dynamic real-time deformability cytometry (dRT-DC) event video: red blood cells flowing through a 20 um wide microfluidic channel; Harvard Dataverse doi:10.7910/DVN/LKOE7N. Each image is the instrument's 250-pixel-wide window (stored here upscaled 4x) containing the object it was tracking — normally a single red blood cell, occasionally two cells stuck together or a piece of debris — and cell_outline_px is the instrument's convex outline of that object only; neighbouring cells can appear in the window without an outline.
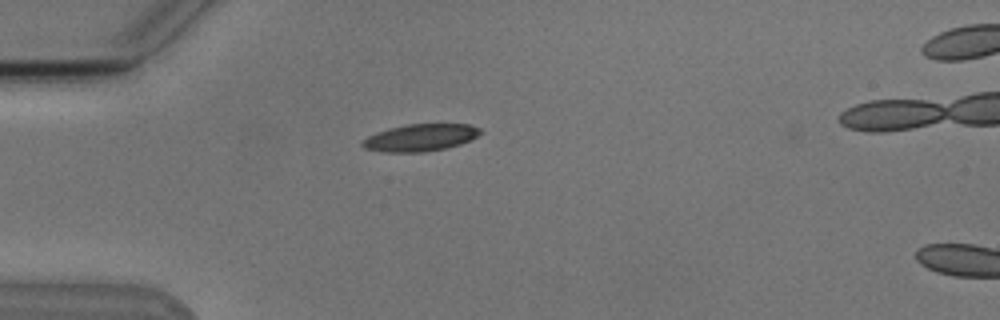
{"species": "Egyptian fruit bat (a non-hibernating species)", "species_latin": "Rousettus aegyptiacus", "temperature_condition": "cold", "stored_images_in_passage": 3, "camera_frame_rate_fps": 3000, "um_per_image_px": 0.085, "animal": {"sex": "male"}, "frame": {"image": 1, "passage_image": 3, "time_ms": 2.333, "image_size_px": [1000, 320], "cell_outline_px": [[484, 132], [460, 144], [444, 148], [424, 152], [380, 152], [364, 148], [360, 144], [368, 136], [376, 132], [408, 124], [472, 124], [480, 128]], "centroid_in_image_um": [35.73, 11.7], "position_along_channel_um": 49.3, "area_um2": 18.55}}